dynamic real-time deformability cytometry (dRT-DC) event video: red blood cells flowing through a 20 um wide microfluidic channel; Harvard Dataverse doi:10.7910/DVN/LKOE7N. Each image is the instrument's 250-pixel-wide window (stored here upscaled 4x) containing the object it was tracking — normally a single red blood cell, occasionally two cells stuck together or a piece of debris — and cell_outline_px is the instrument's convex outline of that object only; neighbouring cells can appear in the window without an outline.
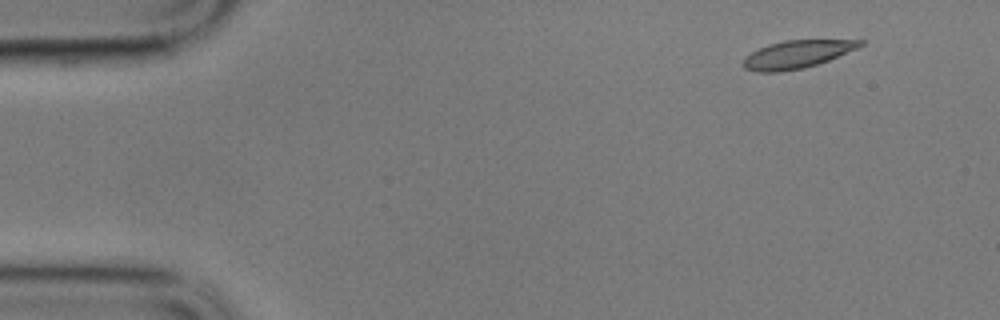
{"species": "common noctule bat (a hibernating species)", "species_latin": "Nyctalus noctula", "temperature_condition": "cold", "stored_images_in_passage": 55, "camera_frame_rate_fps": 3000, "um_per_image_px": 0.085, "animal": {"sex": "male", "body_mass_g": 17.9}, "frame": {"image": 1, "passage_image": 1, "time_ms": 0.0, "image_size_px": [1000, 320], "cell_outline_px": [[864, 44], [856, 48], [828, 60], [804, 68], [780, 72], [756, 72], [744, 68], [740, 64], [744, 56], [768, 44], [784, 40], [864, 40]], "centroid_in_image_um": [67.66, 4.63], "position_along_channel_um": 17.3, "area_um2": 18.9}}
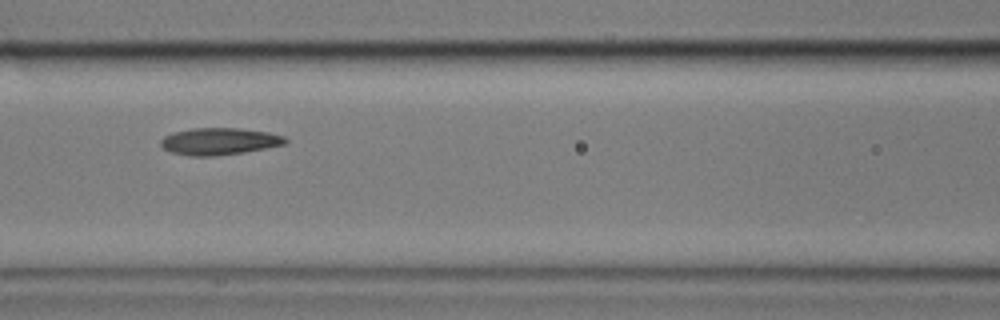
{"frame": {"image": 2, "passage_image": 21, "time_ms": 6.667, "image_size_px": [1000, 320], "cell_outline_px": [[288, 140], [284, 144], [244, 152], [216, 156], [188, 156], [172, 152], [164, 148], [160, 144], [160, 140], [164, 136], [172, 132], [192, 128], [236, 128], [268, 132], [284, 136]], "centroid_in_image_um": [18.6, 12.01], "position_along_channel_um": 148.0, "area_um2": 19.54}}
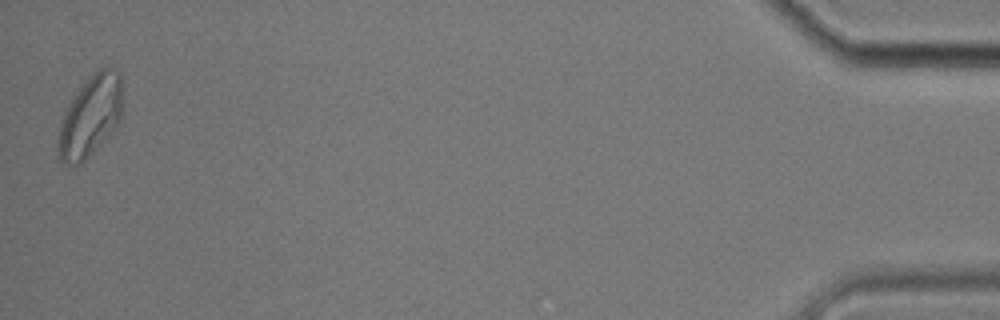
{"frame": {"image": 3, "passage_image": 54, "time_ms": 17.667, "image_size_px": [1000, 320], "cell_outline_px": [[124, 112], [120, 120], [104, 140], [80, 164], [72, 164], [60, 160], [56, 148], [56, 144], [64, 112], [68, 104], [76, 92], [96, 68], [104, 64], [112, 68], [120, 76]], "centroid_in_image_um": [7.7, 9.82], "position_along_channel_um": 427.5, "area_um2": 30.46}, "authors_computed_cell_mechanics": {"area_um2": 20.0566, "velocity_mm_per_s": 3.3637, "shape_relaxation_time_tau1_ms": 4.3779, "shape_relaxation_time_tau2_ms": 3.7678, "deformation_change_tau1": 0.1283, "deformation_change_tau2": 0.1036}}